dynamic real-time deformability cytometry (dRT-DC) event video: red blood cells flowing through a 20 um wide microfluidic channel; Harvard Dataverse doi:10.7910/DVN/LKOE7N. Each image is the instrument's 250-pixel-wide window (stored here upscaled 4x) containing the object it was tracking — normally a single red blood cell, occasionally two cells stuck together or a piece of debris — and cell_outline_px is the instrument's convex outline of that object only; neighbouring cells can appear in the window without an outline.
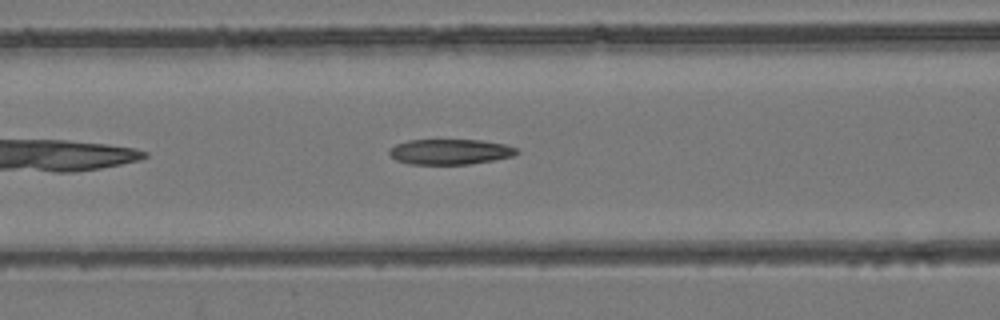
{"species": "common noctule bat (a hibernating species)", "species_latin": "Nyctalus noctula", "temperature_condition": "room temperature", "stored_images_in_passage": 33, "camera_frame_rate_fps": 3000, "um_per_image_px": 0.085, "animal": {"sex": "female", "body_mass_g": 24.6, "forearm_length_mm": 56.2}, "frame": {"image": 1, "passage_image": 8, "time_ms": 2.333, "image_size_px": [1000, 320], "cell_outline_px": [[520, 152], [512, 156], [492, 160], [468, 164], [408, 164], [396, 160], [388, 152], [388, 148], [396, 144], [408, 140], [480, 140], [504, 144], [516, 148]], "centroid_in_image_um": [38.22, 12.89], "position_along_channel_um": 128.4, "area_um2": 18.79}}
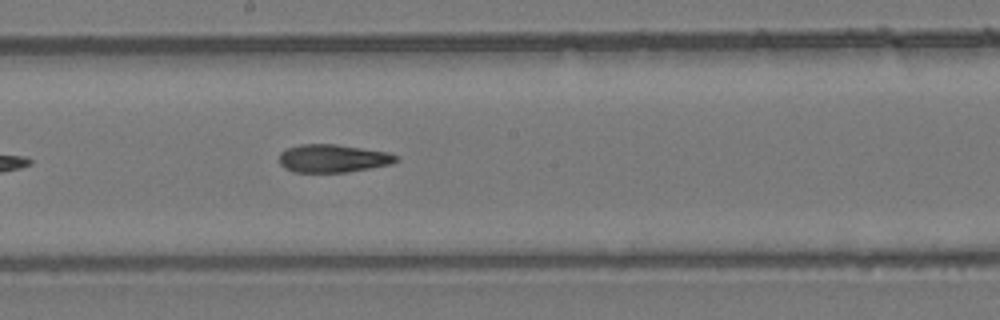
{"frame": {"image": 2, "passage_image": 15, "time_ms": 4.667, "image_size_px": [1000, 320], "cell_outline_px": [[400, 160], [392, 164], [348, 172], [292, 172], [284, 168], [280, 164], [280, 152], [288, 148], [300, 144], [336, 144], [388, 152], [400, 156]], "centroid_in_image_um": [28.33, 13.46], "position_along_channel_um": 219.9, "area_um2": 19.25}}
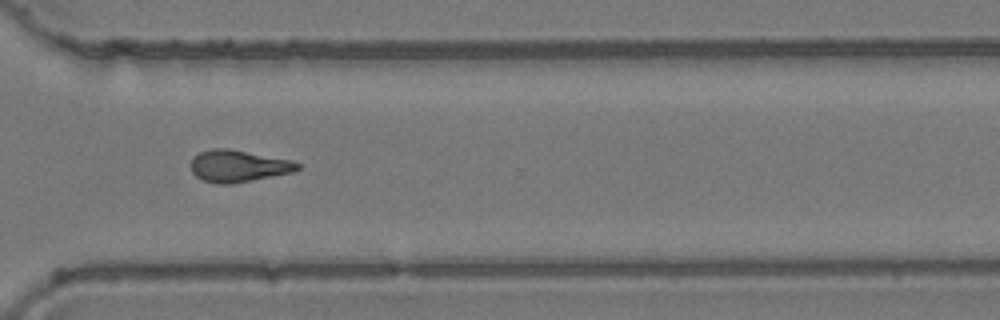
{"frame": {"image": 3, "passage_image": 25, "time_ms": 8.0, "image_size_px": [1000, 320], "cell_outline_px": [[300, 168], [292, 172], [232, 184], [216, 184], [204, 180], [196, 176], [192, 172], [192, 160], [200, 152], [212, 148], [228, 148], [292, 160], [300, 164]], "centroid_in_image_um": [20.27, 14.11], "position_along_channel_um": 350.3, "area_um2": 19.65}, "authors_computed_cell_mechanics": {"area_um2": 19.652, "velocity_mm_per_s": 3.9349, "shape_relaxation_time_tau1_ms": null, "shape_relaxation_time_tau2_ms": 4.6736, "deformation_change_tau1": null, "deformation_change_tau2": 0.1491}}